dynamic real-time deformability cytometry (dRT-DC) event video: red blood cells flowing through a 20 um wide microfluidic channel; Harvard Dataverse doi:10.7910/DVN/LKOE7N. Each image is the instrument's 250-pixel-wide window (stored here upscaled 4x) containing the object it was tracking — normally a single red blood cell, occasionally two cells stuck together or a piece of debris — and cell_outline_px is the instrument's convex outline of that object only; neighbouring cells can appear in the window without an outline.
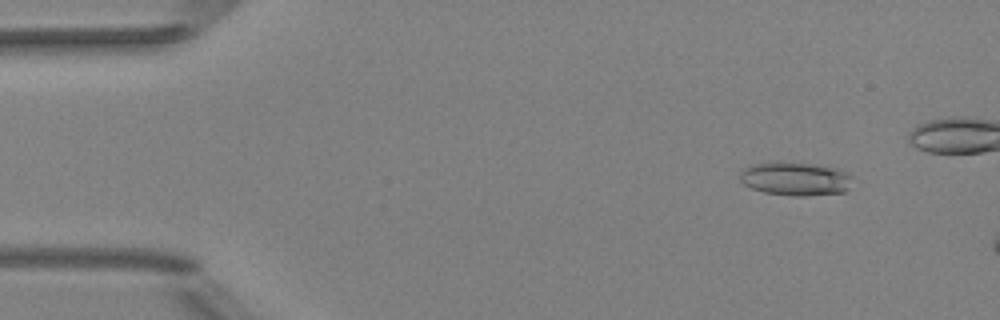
{"species": "Egyptian fruit bat (a non-hibernating species)", "species_latin": "Rousettus aegyptiacus", "temperature_condition": "room temperature", "stored_images_in_passage": 9, "camera_frame_rate_fps": 3000, "um_per_image_px": 0.085, "animal": {"sex": "female"}, "frame": {"image": 1, "passage_image": 2, "time_ms": 0.333, "image_size_px": [1000, 320], "cell_outline_px": [[852, 176], [848, 188], [844, 192], [804, 196], [796, 196], [764, 192], [752, 188], [744, 184], [740, 180], [740, 168], [756, 164], [812, 164], [836, 168]], "centroid_in_image_um": [67.6, 15.23], "position_along_channel_um": 17.4, "area_um2": 21.27}}